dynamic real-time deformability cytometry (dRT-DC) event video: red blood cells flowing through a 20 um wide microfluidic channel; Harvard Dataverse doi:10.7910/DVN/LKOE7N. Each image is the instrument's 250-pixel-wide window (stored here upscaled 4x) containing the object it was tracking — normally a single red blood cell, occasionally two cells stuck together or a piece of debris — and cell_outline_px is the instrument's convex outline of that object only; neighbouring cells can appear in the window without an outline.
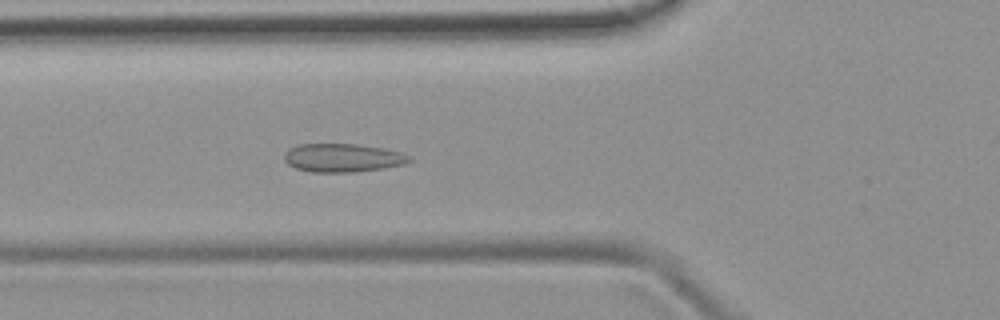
{"species": "common noctule bat (a hibernating species)", "species_latin": "Nyctalus noctula", "temperature_condition": "room temperature", "stored_images_in_passage": 39, "camera_frame_rate_fps": 3000, "um_per_image_px": 0.085, "animal": {"sex": "female", "body_mass_g": 19.9}, "frame": {"image": 1, "passage_image": 7, "time_ms": 2.0, "image_size_px": [1000, 320], "cell_outline_px": [[412, 160], [404, 164], [384, 168], [352, 172], [312, 172], [296, 168], [288, 164], [284, 160], [284, 152], [288, 148], [296, 144], [356, 144], [384, 148], [400, 152], [412, 156]], "centroid_in_image_um": [29.11, 13.41], "position_along_channel_um": 96.7, "area_um2": 20.87}}
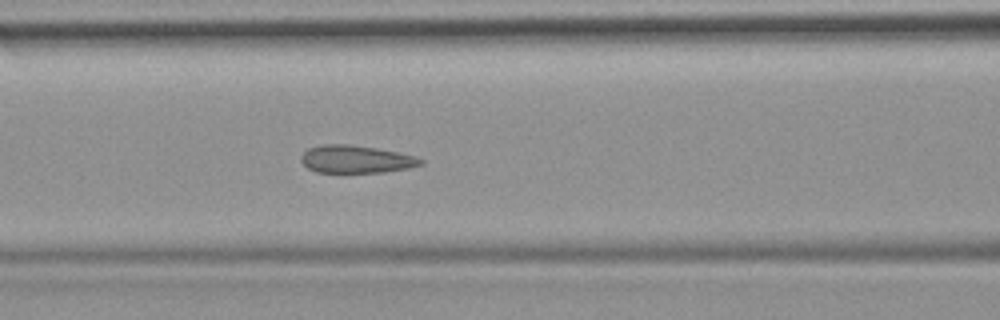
{"frame": {"image": 2, "passage_image": 10, "time_ms": 3.0, "image_size_px": [1000, 320], "cell_outline_px": [[424, 164], [408, 168], [384, 172], [316, 172], [308, 168], [300, 160], [300, 156], [308, 148], [324, 144], [348, 144], [376, 148], [416, 156], [424, 160]], "centroid_in_image_um": [30.26, 13.53], "position_along_channel_um": 136.3, "area_um2": 19.25}}
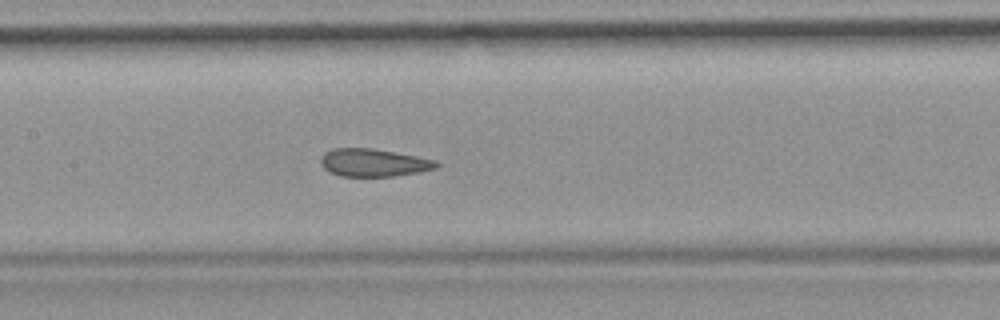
{"frame": {"image": 3, "passage_image": 13, "time_ms": 4.0, "image_size_px": [1000, 320], "cell_outline_px": [[440, 164], [436, 168], [420, 172], [392, 176], [340, 176], [328, 172], [320, 164], [320, 156], [324, 152], [332, 148], [372, 148], [416, 156], [436, 160]], "centroid_in_image_um": [31.71, 13.82], "position_along_channel_um": 175.7, "area_um2": 18.84}, "authors_computed_cell_mechanics": {"area_um2": 19.4786, "velocity_mm_per_s": 3.9344, "shape_relaxation_time_tau1_ms": null, "shape_relaxation_time_tau2_ms": 1.1366, "deformation_change_tau1": null, "deformation_change_tau2": 0.0553}}